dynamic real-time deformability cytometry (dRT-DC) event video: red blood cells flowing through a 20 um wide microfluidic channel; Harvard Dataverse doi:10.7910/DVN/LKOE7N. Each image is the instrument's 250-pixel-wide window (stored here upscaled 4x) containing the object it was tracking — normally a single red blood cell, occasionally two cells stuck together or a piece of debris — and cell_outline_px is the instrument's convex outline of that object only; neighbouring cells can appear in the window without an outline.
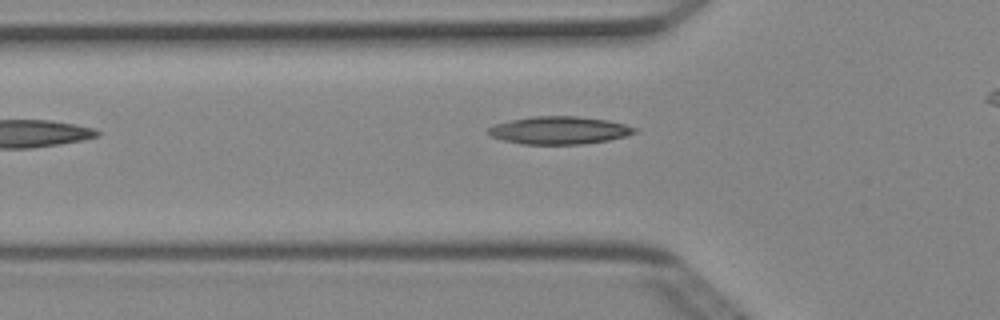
{"species": "Egyptian fruit bat (a non-hibernating species)", "species_latin": "Rousettus aegyptiacus", "temperature_condition": "cold", "stored_images_in_passage": 32, "camera_frame_rate_fps": 3000, "um_per_image_px": 0.085, "animal": {"sex": "female"}, "frame": {"image": 1, "passage_image": 4, "time_ms": 1.0, "image_size_px": [1000, 320], "cell_outline_px": [[640, 128], [636, 132], [624, 136], [608, 140], [584, 144], [520, 144], [500, 140], [492, 136], [488, 132], [488, 128], [496, 124], [512, 120], [532, 116], [576, 116], [608, 120]], "centroid_in_image_um": [47.55, 11.08], "position_along_channel_um": 78.3, "area_um2": 23.64}}
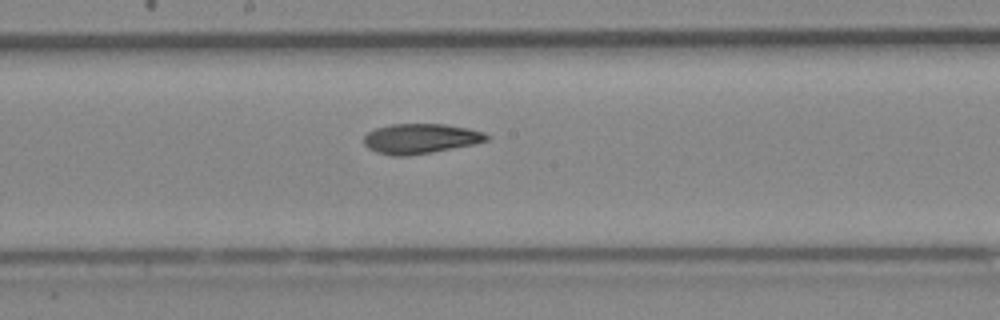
{"frame": {"image": 2, "passage_image": 14, "time_ms": 4.333, "image_size_px": [1000, 320], "cell_outline_px": [[492, 136], [488, 140], [472, 144], [432, 152], [408, 156], [392, 156], [376, 152], [368, 148], [364, 144], [364, 136], [368, 132], [376, 128], [392, 124], [444, 124], [468, 128], [484, 132]], "centroid_in_image_um": [35.74, 11.78], "position_along_channel_um": 212.5, "area_um2": 21.44}}
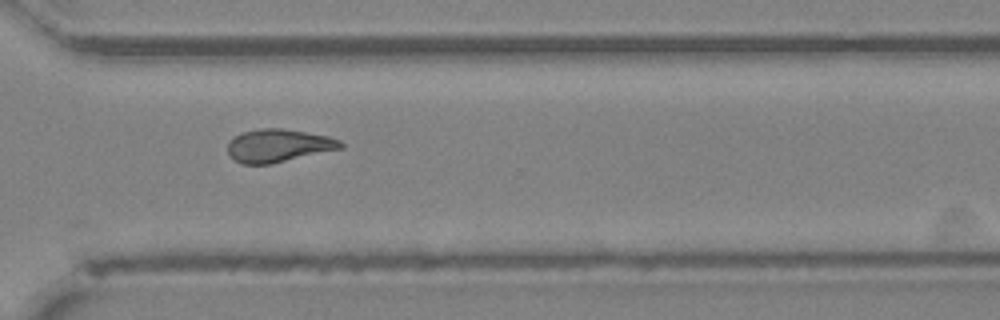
{"frame": {"image": 3, "passage_image": 24, "time_ms": 7.667, "image_size_px": [1000, 320], "cell_outline_px": [[344, 148], [272, 164], [240, 164], [228, 152], [228, 144], [236, 136], [244, 132], [260, 128], [280, 128], [328, 136], [340, 140], [344, 144]], "centroid_in_image_um": [23.71, 12.39], "position_along_channel_um": 346.9, "area_um2": 21.56}, "authors_computed_cell_mechanics": {"area_um2": 21.6172, "velocity_mm_per_s": 4.034, "shape_relaxation_time_tau1_ms": 9.1587, "shape_relaxation_time_tau2_ms": 8.7055, "deformation_change_tau1": 0.202, "deformation_change_tau2": 0.1816}}